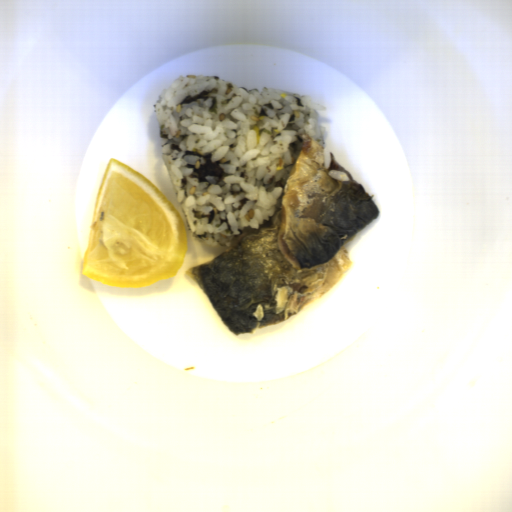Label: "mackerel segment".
Wrapping results in <instances>:
<instances>
[{"label": "mackerel segment", "instance_id": "mackerel-segment-1", "mask_svg": "<svg viewBox=\"0 0 512 512\" xmlns=\"http://www.w3.org/2000/svg\"><path fill=\"white\" fill-rule=\"evenodd\" d=\"M316 137L302 144L281 209L212 261L186 270L236 337L289 320L322 299L352 268L345 246L380 216L362 184ZM338 170L347 182L327 173Z\"/></svg>", "mask_w": 512, "mask_h": 512}]
</instances>
